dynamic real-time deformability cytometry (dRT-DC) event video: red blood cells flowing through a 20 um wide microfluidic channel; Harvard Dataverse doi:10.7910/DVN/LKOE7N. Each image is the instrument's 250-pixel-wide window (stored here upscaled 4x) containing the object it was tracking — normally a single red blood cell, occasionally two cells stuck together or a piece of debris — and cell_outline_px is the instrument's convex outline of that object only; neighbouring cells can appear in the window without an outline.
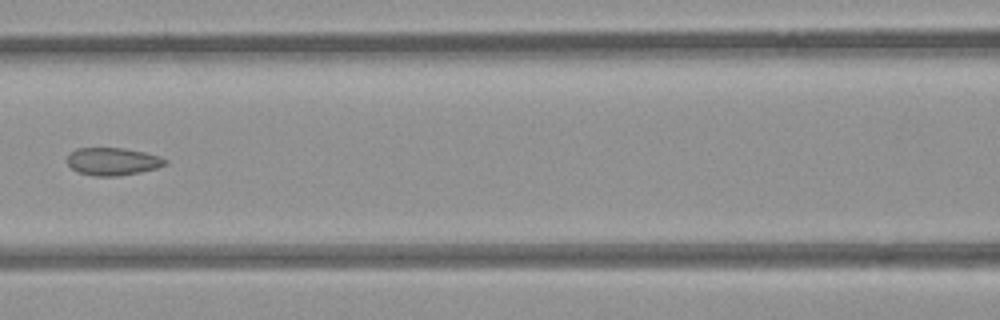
{"species": "common noctule bat (a hibernating species)", "species_latin": "Nyctalus noctula", "temperature_condition": "room temperature", "stored_images_in_passage": 7, "camera_frame_rate_fps": 3000, "um_per_image_px": 0.085, "animal": {"sex": "female", "body_mass_g": 21.9}, "frame": {"image": 1, "passage_image": 7, "time_ms": 2.0, "image_size_px": [1000, 320], "cell_outline_px": [[168, 164], [156, 168], [140, 172], [116, 176], [92, 176], [80, 172], [72, 168], [68, 164], [68, 156], [76, 148], [124, 148], [144, 152], [160, 156], [168, 160]], "centroid_in_image_um": [9.62, 13.72], "position_along_channel_um": 157.0, "area_um2": 15.72}}